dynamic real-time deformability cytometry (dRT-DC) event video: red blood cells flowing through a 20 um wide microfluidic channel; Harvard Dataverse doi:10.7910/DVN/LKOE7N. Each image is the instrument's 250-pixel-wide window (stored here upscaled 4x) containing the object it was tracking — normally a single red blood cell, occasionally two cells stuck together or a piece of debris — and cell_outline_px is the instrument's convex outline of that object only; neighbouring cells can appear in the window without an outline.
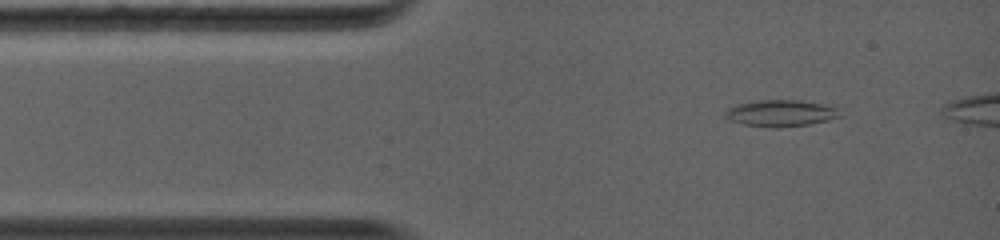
{"species": "common noctule bat (a hibernating species)", "species_latin": "Nyctalus noctula", "temperature_condition": "warm", "stored_images_in_passage": 6, "camera_frame_rate_fps": 5000, "um_per_image_px": 0.085, "animal": {"sex": "female", "body_mass_g": 19.0, "forearm_length_mm": 56.7}, "frame": {"image": 1, "passage_image": 2, "time_ms": 0.6, "image_size_px": [1000, 240], "cell_outline_px": [[840, 116], [828, 120], [808, 124], [780, 128], [768, 128], [744, 124], [728, 120], [724, 116], [724, 112], [728, 108], [736, 104], [760, 100], [800, 100], [824, 104], [836, 108]], "centroid_in_image_um": [66.3, 9.63], "position_along_channel_um": 18.7, "area_um2": 17.8}}
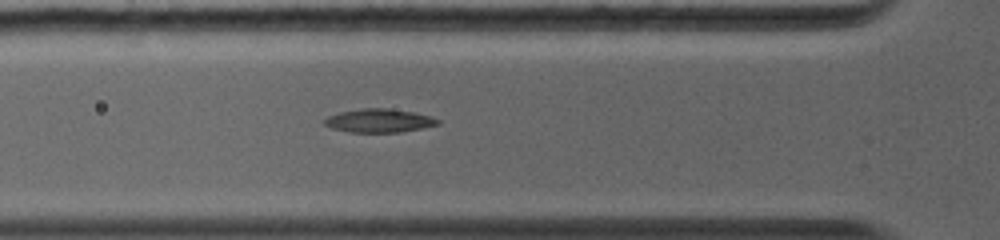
{"frame": {"image": 2, "passage_image": 6, "time_ms": 3.2, "image_size_px": [1000, 240], "cell_outline_px": [[440, 124], [400, 132], [352, 132], [332, 128], [324, 124], [324, 120], [328, 116], [340, 112], [360, 108], [384, 108], [412, 112], [432, 116], [440, 120]], "centroid_in_image_um": [32.23, 10.25], "position_along_channel_um": 93.6, "area_um2": 15.37}}